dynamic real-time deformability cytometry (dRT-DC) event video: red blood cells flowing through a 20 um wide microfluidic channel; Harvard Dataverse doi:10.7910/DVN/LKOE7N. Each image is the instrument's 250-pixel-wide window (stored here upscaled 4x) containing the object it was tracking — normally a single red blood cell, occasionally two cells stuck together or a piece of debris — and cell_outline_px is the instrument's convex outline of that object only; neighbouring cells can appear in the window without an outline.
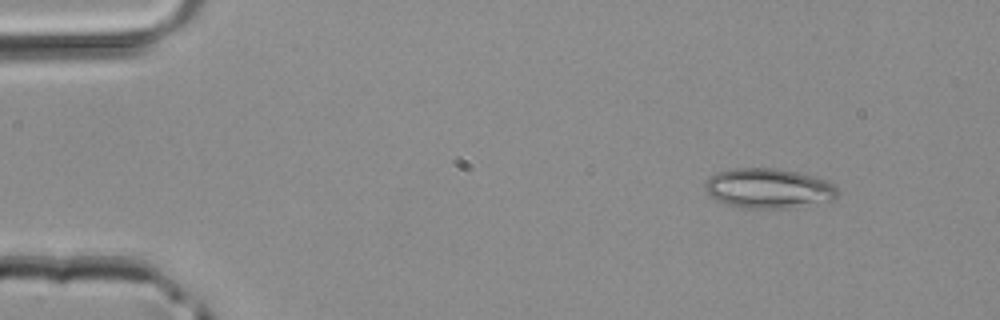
{"species": "common noctule bat (a hibernating species)", "species_latin": "Nyctalus noctula", "temperature_condition": "room temperature", "stored_images_in_passage": 2, "camera_frame_rate_fps": 3000, "um_per_image_px": 0.085, "animal": {"sex": "male", "body_mass_g": 20.4}, "frame": {"image": 1, "passage_image": 1, "time_ms": 0.0, "image_size_px": [1000, 320], "cell_outline_px": [[840, 192], [832, 200], [780, 208], [744, 208], [728, 204], [716, 200], [704, 188], [704, 184], [712, 176], [720, 172], [732, 168], [776, 168], [796, 172], [812, 176], [824, 180], [832, 184]], "centroid_in_image_um": [65.3, 16.0], "position_along_channel_um": 19.7, "area_um2": 30.11}}